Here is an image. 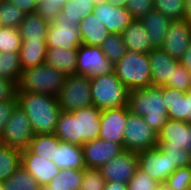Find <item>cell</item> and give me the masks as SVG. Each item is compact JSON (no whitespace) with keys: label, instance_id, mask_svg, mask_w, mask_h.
Returning a JSON list of instances; mask_svg holds the SVG:
<instances>
[{"label":"cell","instance_id":"1","mask_svg":"<svg viewBox=\"0 0 191 190\" xmlns=\"http://www.w3.org/2000/svg\"><path fill=\"white\" fill-rule=\"evenodd\" d=\"M101 110L94 105L73 112L61 111L54 135L60 141L78 144L99 138Z\"/></svg>","mask_w":191,"mask_h":190},{"label":"cell","instance_id":"2","mask_svg":"<svg viewBox=\"0 0 191 190\" xmlns=\"http://www.w3.org/2000/svg\"><path fill=\"white\" fill-rule=\"evenodd\" d=\"M18 105L26 113L34 135L52 134L61 110L57 98L48 94L17 93Z\"/></svg>","mask_w":191,"mask_h":190},{"label":"cell","instance_id":"3","mask_svg":"<svg viewBox=\"0 0 191 190\" xmlns=\"http://www.w3.org/2000/svg\"><path fill=\"white\" fill-rule=\"evenodd\" d=\"M162 97V86H150L130 91L129 109L140 115L158 134L168 120L167 110Z\"/></svg>","mask_w":191,"mask_h":190},{"label":"cell","instance_id":"4","mask_svg":"<svg viewBox=\"0 0 191 190\" xmlns=\"http://www.w3.org/2000/svg\"><path fill=\"white\" fill-rule=\"evenodd\" d=\"M114 72L130 91L152 86L148 54L126 49L124 57L115 64Z\"/></svg>","mask_w":191,"mask_h":190},{"label":"cell","instance_id":"5","mask_svg":"<svg viewBox=\"0 0 191 190\" xmlns=\"http://www.w3.org/2000/svg\"><path fill=\"white\" fill-rule=\"evenodd\" d=\"M64 75L46 63L24 69L17 83V93H39L55 96L64 84Z\"/></svg>","mask_w":191,"mask_h":190},{"label":"cell","instance_id":"6","mask_svg":"<svg viewBox=\"0 0 191 190\" xmlns=\"http://www.w3.org/2000/svg\"><path fill=\"white\" fill-rule=\"evenodd\" d=\"M92 105L100 110L126 107L130 90L118 79L115 72L90 78Z\"/></svg>","mask_w":191,"mask_h":190},{"label":"cell","instance_id":"7","mask_svg":"<svg viewBox=\"0 0 191 190\" xmlns=\"http://www.w3.org/2000/svg\"><path fill=\"white\" fill-rule=\"evenodd\" d=\"M61 111L73 112L92 105L91 81L85 75L64 77V84L56 95Z\"/></svg>","mask_w":191,"mask_h":190},{"label":"cell","instance_id":"8","mask_svg":"<svg viewBox=\"0 0 191 190\" xmlns=\"http://www.w3.org/2000/svg\"><path fill=\"white\" fill-rule=\"evenodd\" d=\"M123 133V149L141 152L158 146V135L140 115L131 111L127 114Z\"/></svg>","mask_w":191,"mask_h":190},{"label":"cell","instance_id":"9","mask_svg":"<svg viewBox=\"0 0 191 190\" xmlns=\"http://www.w3.org/2000/svg\"><path fill=\"white\" fill-rule=\"evenodd\" d=\"M33 136L34 132L28 116L17 105L4 126L0 144L23 152L28 149Z\"/></svg>","mask_w":191,"mask_h":190},{"label":"cell","instance_id":"10","mask_svg":"<svg viewBox=\"0 0 191 190\" xmlns=\"http://www.w3.org/2000/svg\"><path fill=\"white\" fill-rule=\"evenodd\" d=\"M114 64L106 58L101 47L81 44L78 47L77 74L93 78L114 72Z\"/></svg>","mask_w":191,"mask_h":190},{"label":"cell","instance_id":"11","mask_svg":"<svg viewBox=\"0 0 191 190\" xmlns=\"http://www.w3.org/2000/svg\"><path fill=\"white\" fill-rule=\"evenodd\" d=\"M137 168V153L124 149L117 156L100 167L99 170L106 182L127 184L135 175Z\"/></svg>","mask_w":191,"mask_h":190},{"label":"cell","instance_id":"12","mask_svg":"<svg viewBox=\"0 0 191 190\" xmlns=\"http://www.w3.org/2000/svg\"><path fill=\"white\" fill-rule=\"evenodd\" d=\"M138 168L152 178L164 184L166 179L176 170L168 156L158 147L137 153Z\"/></svg>","mask_w":191,"mask_h":190},{"label":"cell","instance_id":"13","mask_svg":"<svg viewBox=\"0 0 191 190\" xmlns=\"http://www.w3.org/2000/svg\"><path fill=\"white\" fill-rule=\"evenodd\" d=\"M157 135L158 148H184L191 154V122L168 119Z\"/></svg>","mask_w":191,"mask_h":190},{"label":"cell","instance_id":"14","mask_svg":"<svg viewBox=\"0 0 191 190\" xmlns=\"http://www.w3.org/2000/svg\"><path fill=\"white\" fill-rule=\"evenodd\" d=\"M47 48L78 49L82 44L80 31L68 20L50 22L46 37Z\"/></svg>","mask_w":191,"mask_h":190},{"label":"cell","instance_id":"15","mask_svg":"<svg viewBox=\"0 0 191 190\" xmlns=\"http://www.w3.org/2000/svg\"><path fill=\"white\" fill-rule=\"evenodd\" d=\"M93 13L111 34H121L134 20L125 7H118L109 0L95 5Z\"/></svg>","mask_w":191,"mask_h":190},{"label":"cell","instance_id":"16","mask_svg":"<svg viewBox=\"0 0 191 190\" xmlns=\"http://www.w3.org/2000/svg\"><path fill=\"white\" fill-rule=\"evenodd\" d=\"M190 44L191 23L186 19H182L171 23L160 48L173 58L180 60Z\"/></svg>","mask_w":191,"mask_h":190},{"label":"cell","instance_id":"17","mask_svg":"<svg viewBox=\"0 0 191 190\" xmlns=\"http://www.w3.org/2000/svg\"><path fill=\"white\" fill-rule=\"evenodd\" d=\"M129 112V106L101 110L99 138L123 146V133Z\"/></svg>","mask_w":191,"mask_h":190},{"label":"cell","instance_id":"18","mask_svg":"<svg viewBox=\"0 0 191 190\" xmlns=\"http://www.w3.org/2000/svg\"><path fill=\"white\" fill-rule=\"evenodd\" d=\"M85 167L100 168L120 152L123 146L120 143L98 138L82 145Z\"/></svg>","mask_w":191,"mask_h":190},{"label":"cell","instance_id":"19","mask_svg":"<svg viewBox=\"0 0 191 190\" xmlns=\"http://www.w3.org/2000/svg\"><path fill=\"white\" fill-rule=\"evenodd\" d=\"M148 57L151 65L152 86H165L169 80H172L174 69H177L180 61L161 48H153L148 53Z\"/></svg>","mask_w":191,"mask_h":190},{"label":"cell","instance_id":"20","mask_svg":"<svg viewBox=\"0 0 191 190\" xmlns=\"http://www.w3.org/2000/svg\"><path fill=\"white\" fill-rule=\"evenodd\" d=\"M53 162L59 169L83 170L86 168L82 146L60 141L55 135Z\"/></svg>","mask_w":191,"mask_h":190},{"label":"cell","instance_id":"21","mask_svg":"<svg viewBox=\"0 0 191 190\" xmlns=\"http://www.w3.org/2000/svg\"><path fill=\"white\" fill-rule=\"evenodd\" d=\"M21 165L41 185H47L60 171L50 159L32 154L28 149L21 152Z\"/></svg>","mask_w":191,"mask_h":190},{"label":"cell","instance_id":"22","mask_svg":"<svg viewBox=\"0 0 191 190\" xmlns=\"http://www.w3.org/2000/svg\"><path fill=\"white\" fill-rule=\"evenodd\" d=\"M78 49L47 48L45 63L64 76L77 74Z\"/></svg>","mask_w":191,"mask_h":190},{"label":"cell","instance_id":"23","mask_svg":"<svg viewBox=\"0 0 191 190\" xmlns=\"http://www.w3.org/2000/svg\"><path fill=\"white\" fill-rule=\"evenodd\" d=\"M162 97L167 110L168 119L187 121L189 114L188 97L178 89L162 86Z\"/></svg>","mask_w":191,"mask_h":190},{"label":"cell","instance_id":"24","mask_svg":"<svg viewBox=\"0 0 191 190\" xmlns=\"http://www.w3.org/2000/svg\"><path fill=\"white\" fill-rule=\"evenodd\" d=\"M82 44L101 47L109 32L94 13L84 16L78 25Z\"/></svg>","mask_w":191,"mask_h":190},{"label":"cell","instance_id":"25","mask_svg":"<svg viewBox=\"0 0 191 190\" xmlns=\"http://www.w3.org/2000/svg\"><path fill=\"white\" fill-rule=\"evenodd\" d=\"M139 21L146 27L147 34L152 40V47L160 48L173 20L154 9L142 16Z\"/></svg>","mask_w":191,"mask_h":190},{"label":"cell","instance_id":"26","mask_svg":"<svg viewBox=\"0 0 191 190\" xmlns=\"http://www.w3.org/2000/svg\"><path fill=\"white\" fill-rule=\"evenodd\" d=\"M147 33L146 27L139 20H133L121 33L126 49L148 54L153 47L152 40Z\"/></svg>","mask_w":191,"mask_h":190},{"label":"cell","instance_id":"27","mask_svg":"<svg viewBox=\"0 0 191 190\" xmlns=\"http://www.w3.org/2000/svg\"><path fill=\"white\" fill-rule=\"evenodd\" d=\"M49 25L50 22L36 12L27 14L18 28L22 42L46 41Z\"/></svg>","mask_w":191,"mask_h":190},{"label":"cell","instance_id":"28","mask_svg":"<svg viewBox=\"0 0 191 190\" xmlns=\"http://www.w3.org/2000/svg\"><path fill=\"white\" fill-rule=\"evenodd\" d=\"M102 0H68L54 20H68L78 26L84 16L93 13L95 5Z\"/></svg>","mask_w":191,"mask_h":190},{"label":"cell","instance_id":"29","mask_svg":"<svg viewBox=\"0 0 191 190\" xmlns=\"http://www.w3.org/2000/svg\"><path fill=\"white\" fill-rule=\"evenodd\" d=\"M46 52V41L22 42L19 50V59L22 69L24 70L44 64Z\"/></svg>","mask_w":191,"mask_h":190},{"label":"cell","instance_id":"30","mask_svg":"<svg viewBox=\"0 0 191 190\" xmlns=\"http://www.w3.org/2000/svg\"><path fill=\"white\" fill-rule=\"evenodd\" d=\"M83 170L60 169L59 173L42 187L45 190H80Z\"/></svg>","mask_w":191,"mask_h":190},{"label":"cell","instance_id":"31","mask_svg":"<svg viewBox=\"0 0 191 190\" xmlns=\"http://www.w3.org/2000/svg\"><path fill=\"white\" fill-rule=\"evenodd\" d=\"M21 166V152L0 144V181L5 182Z\"/></svg>","mask_w":191,"mask_h":190},{"label":"cell","instance_id":"32","mask_svg":"<svg viewBox=\"0 0 191 190\" xmlns=\"http://www.w3.org/2000/svg\"><path fill=\"white\" fill-rule=\"evenodd\" d=\"M41 185L21 165L5 182V190H40Z\"/></svg>","mask_w":191,"mask_h":190},{"label":"cell","instance_id":"33","mask_svg":"<svg viewBox=\"0 0 191 190\" xmlns=\"http://www.w3.org/2000/svg\"><path fill=\"white\" fill-rule=\"evenodd\" d=\"M22 71L19 53L0 52V78L18 83Z\"/></svg>","mask_w":191,"mask_h":190},{"label":"cell","instance_id":"34","mask_svg":"<svg viewBox=\"0 0 191 190\" xmlns=\"http://www.w3.org/2000/svg\"><path fill=\"white\" fill-rule=\"evenodd\" d=\"M26 13L7 0H0V27L19 28Z\"/></svg>","mask_w":191,"mask_h":190},{"label":"cell","instance_id":"35","mask_svg":"<svg viewBox=\"0 0 191 190\" xmlns=\"http://www.w3.org/2000/svg\"><path fill=\"white\" fill-rule=\"evenodd\" d=\"M101 49L106 55V58L114 65L126 54V46L121 34L109 33L106 40L102 43Z\"/></svg>","mask_w":191,"mask_h":190},{"label":"cell","instance_id":"36","mask_svg":"<svg viewBox=\"0 0 191 190\" xmlns=\"http://www.w3.org/2000/svg\"><path fill=\"white\" fill-rule=\"evenodd\" d=\"M28 150L39 157L53 162L54 134H37L30 141Z\"/></svg>","mask_w":191,"mask_h":190},{"label":"cell","instance_id":"37","mask_svg":"<svg viewBox=\"0 0 191 190\" xmlns=\"http://www.w3.org/2000/svg\"><path fill=\"white\" fill-rule=\"evenodd\" d=\"M185 0H154V9L175 21L185 18Z\"/></svg>","mask_w":191,"mask_h":190},{"label":"cell","instance_id":"38","mask_svg":"<svg viewBox=\"0 0 191 190\" xmlns=\"http://www.w3.org/2000/svg\"><path fill=\"white\" fill-rule=\"evenodd\" d=\"M163 185L167 190L191 189V166L177 168Z\"/></svg>","mask_w":191,"mask_h":190},{"label":"cell","instance_id":"39","mask_svg":"<svg viewBox=\"0 0 191 190\" xmlns=\"http://www.w3.org/2000/svg\"><path fill=\"white\" fill-rule=\"evenodd\" d=\"M21 45L17 28L0 27V52L19 53Z\"/></svg>","mask_w":191,"mask_h":190},{"label":"cell","instance_id":"40","mask_svg":"<svg viewBox=\"0 0 191 190\" xmlns=\"http://www.w3.org/2000/svg\"><path fill=\"white\" fill-rule=\"evenodd\" d=\"M160 185L159 181L137 168L135 175L127 183V190H155Z\"/></svg>","mask_w":191,"mask_h":190},{"label":"cell","instance_id":"41","mask_svg":"<svg viewBox=\"0 0 191 190\" xmlns=\"http://www.w3.org/2000/svg\"><path fill=\"white\" fill-rule=\"evenodd\" d=\"M105 179L100 173L99 168L86 167L83 169V177L80 190H103Z\"/></svg>","mask_w":191,"mask_h":190},{"label":"cell","instance_id":"42","mask_svg":"<svg viewBox=\"0 0 191 190\" xmlns=\"http://www.w3.org/2000/svg\"><path fill=\"white\" fill-rule=\"evenodd\" d=\"M66 1L68 0H41L38 2L36 13L44 20L52 22L60 13Z\"/></svg>","mask_w":191,"mask_h":190},{"label":"cell","instance_id":"43","mask_svg":"<svg viewBox=\"0 0 191 190\" xmlns=\"http://www.w3.org/2000/svg\"><path fill=\"white\" fill-rule=\"evenodd\" d=\"M165 86L172 87L186 93L191 88L190 72L180 63L177 66V69H174L172 80H169Z\"/></svg>","mask_w":191,"mask_h":190},{"label":"cell","instance_id":"44","mask_svg":"<svg viewBox=\"0 0 191 190\" xmlns=\"http://www.w3.org/2000/svg\"><path fill=\"white\" fill-rule=\"evenodd\" d=\"M125 8L131 13L134 20H139L154 10V0H127Z\"/></svg>","mask_w":191,"mask_h":190},{"label":"cell","instance_id":"45","mask_svg":"<svg viewBox=\"0 0 191 190\" xmlns=\"http://www.w3.org/2000/svg\"><path fill=\"white\" fill-rule=\"evenodd\" d=\"M159 149L168 156L171 165H174L176 169L179 167L191 166V154L186 149Z\"/></svg>","mask_w":191,"mask_h":190},{"label":"cell","instance_id":"46","mask_svg":"<svg viewBox=\"0 0 191 190\" xmlns=\"http://www.w3.org/2000/svg\"><path fill=\"white\" fill-rule=\"evenodd\" d=\"M17 105V96L13 100H3L0 102V137L7 120L11 117V114Z\"/></svg>","mask_w":191,"mask_h":190},{"label":"cell","instance_id":"47","mask_svg":"<svg viewBox=\"0 0 191 190\" xmlns=\"http://www.w3.org/2000/svg\"><path fill=\"white\" fill-rule=\"evenodd\" d=\"M17 96V83L14 80L0 78V102L13 100Z\"/></svg>","mask_w":191,"mask_h":190},{"label":"cell","instance_id":"48","mask_svg":"<svg viewBox=\"0 0 191 190\" xmlns=\"http://www.w3.org/2000/svg\"><path fill=\"white\" fill-rule=\"evenodd\" d=\"M12 4H15L24 13H35L38 6V0H7Z\"/></svg>","mask_w":191,"mask_h":190},{"label":"cell","instance_id":"49","mask_svg":"<svg viewBox=\"0 0 191 190\" xmlns=\"http://www.w3.org/2000/svg\"><path fill=\"white\" fill-rule=\"evenodd\" d=\"M179 61L191 74V44Z\"/></svg>","mask_w":191,"mask_h":190},{"label":"cell","instance_id":"50","mask_svg":"<svg viewBox=\"0 0 191 190\" xmlns=\"http://www.w3.org/2000/svg\"><path fill=\"white\" fill-rule=\"evenodd\" d=\"M103 190H127V184L106 182Z\"/></svg>","mask_w":191,"mask_h":190},{"label":"cell","instance_id":"51","mask_svg":"<svg viewBox=\"0 0 191 190\" xmlns=\"http://www.w3.org/2000/svg\"><path fill=\"white\" fill-rule=\"evenodd\" d=\"M185 18L191 23V0H185Z\"/></svg>","mask_w":191,"mask_h":190},{"label":"cell","instance_id":"52","mask_svg":"<svg viewBox=\"0 0 191 190\" xmlns=\"http://www.w3.org/2000/svg\"><path fill=\"white\" fill-rule=\"evenodd\" d=\"M188 97L189 114H187V122H191V88L186 92Z\"/></svg>","mask_w":191,"mask_h":190},{"label":"cell","instance_id":"53","mask_svg":"<svg viewBox=\"0 0 191 190\" xmlns=\"http://www.w3.org/2000/svg\"><path fill=\"white\" fill-rule=\"evenodd\" d=\"M109 1L118 7H125L127 0H109Z\"/></svg>","mask_w":191,"mask_h":190},{"label":"cell","instance_id":"54","mask_svg":"<svg viewBox=\"0 0 191 190\" xmlns=\"http://www.w3.org/2000/svg\"><path fill=\"white\" fill-rule=\"evenodd\" d=\"M155 190H167V188L161 184L158 188H156Z\"/></svg>","mask_w":191,"mask_h":190},{"label":"cell","instance_id":"55","mask_svg":"<svg viewBox=\"0 0 191 190\" xmlns=\"http://www.w3.org/2000/svg\"><path fill=\"white\" fill-rule=\"evenodd\" d=\"M0 190H5L4 189V182H1V181H0Z\"/></svg>","mask_w":191,"mask_h":190}]
</instances>
